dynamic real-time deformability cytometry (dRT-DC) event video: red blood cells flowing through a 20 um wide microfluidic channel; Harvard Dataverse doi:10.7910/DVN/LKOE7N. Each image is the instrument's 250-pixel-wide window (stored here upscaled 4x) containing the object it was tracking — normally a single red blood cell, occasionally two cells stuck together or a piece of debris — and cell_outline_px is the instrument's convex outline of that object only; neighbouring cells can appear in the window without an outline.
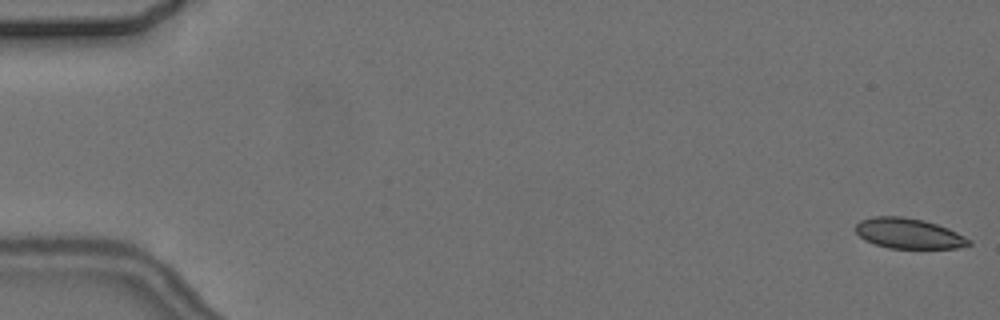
{"species": "common noctule bat (a hibernating species)", "species_latin": "Nyctalus noctula", "temperature_condition": "cold", "stored_images_in_passage": 5, "camera_frame_rate_fps": 3000, "um_per_image_px": 0.085, "animal": {"sex": "female", "body_mass_g": 24.6, "forearm_length_mm": 56.2}, "frame": {"image": 1, "passage_image": 1, "time_ms": 0.0, "image_size_px": [1000, 320], "cell_outline_px": [[972, 244], [956, 248], [888, 248], [864, 240], [856, 232], [856, 224], [860, 220], [872, 216], [900, 216], [924, 220], [948, 228], [972, 240]], "centroid_in_image_um": [77.23, 19.84], "position_along_channel_um": 7.8, "area_um2": 20.0}}
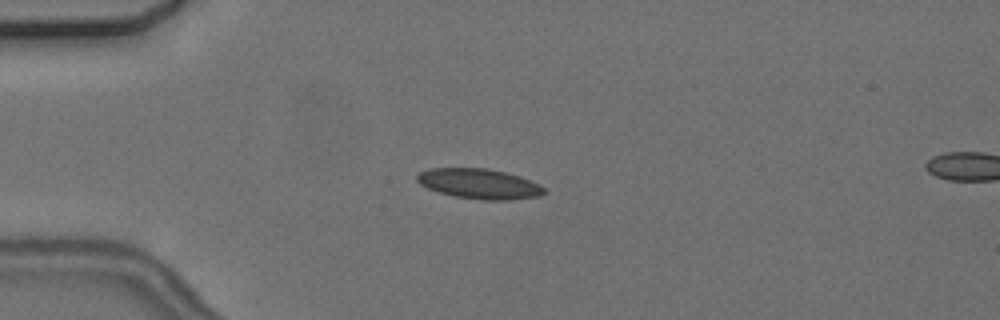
{"frame": {"image": 2, "passage_image": 4, "time_ms": 4.667, "image_size_px": [1000, 320], "cell_outline_px": [[544, 192], [540, 196], [508, 200], [480, 200], [456, 196], [440, 192], [428, 188], [420, 184], [416, 180], [416, 176], [420, 172], [432, 168], [488, 168], [520, 176], [540, 184], [544, 188]], "centroid_in_image_um": [40.74, 15.62], "position_along_channel_um": 44.3, "area_um2": 22.2}}